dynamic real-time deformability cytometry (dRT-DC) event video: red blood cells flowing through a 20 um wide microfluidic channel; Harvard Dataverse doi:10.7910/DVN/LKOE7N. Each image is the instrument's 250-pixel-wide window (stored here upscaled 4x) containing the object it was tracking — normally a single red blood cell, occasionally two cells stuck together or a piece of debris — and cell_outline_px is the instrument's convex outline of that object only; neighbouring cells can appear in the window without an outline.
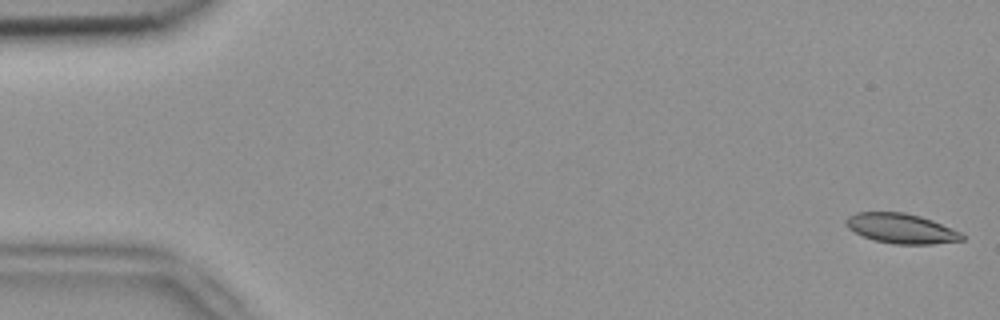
{"species": "common noctule bat (a hibernating species)", "species_latin": "Nyctalus noctula", "temperature_condition": "room temperature", "stored_images_in_passage": 5, "camera_frame_rate_fps": 3000, "um_per_image_px": 0.085, "animal": {"sex": "female", "body_mass_g": 18.4}, "frame": {"image": 1, "passage_image": 1, "time_ms": 0.0, "image_size_px": [1000, 320], "cell_outline_px": [[964, 240], [932, 244], [892, 244], [876, 240], [864, 236], [848, 228], [844, 224], [844, 220], [848, 216], [856, 212], [904, 212], [920, 216], [932, 220], [960, 232], [964, 236]], "centroid_in_image_um": [76.58, 19.41], "position_along_channel_um": 8.4, "area_um2": 20.11}}
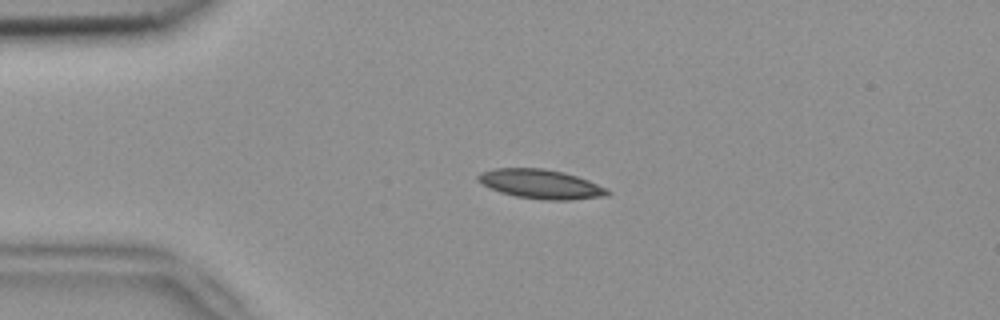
{"frame": {"image": 2, "passage_image": 4, "time_ms": 1.0, "image_size_px": [1000, 320], "cell_outline_px": [[612, 192], [608, 196], [572, 200], [540, 200], [516, 196], [500, 192], [488, 188], [476, 180], [476, 176], [480, 172], [496, 168], [544, 168], [564, 172], [588, 180], [608, 188]], "centroid_in_image_um": [45.97, 15.65], "position_along_channel_um": 39.0, "area_um2": 22.43}}